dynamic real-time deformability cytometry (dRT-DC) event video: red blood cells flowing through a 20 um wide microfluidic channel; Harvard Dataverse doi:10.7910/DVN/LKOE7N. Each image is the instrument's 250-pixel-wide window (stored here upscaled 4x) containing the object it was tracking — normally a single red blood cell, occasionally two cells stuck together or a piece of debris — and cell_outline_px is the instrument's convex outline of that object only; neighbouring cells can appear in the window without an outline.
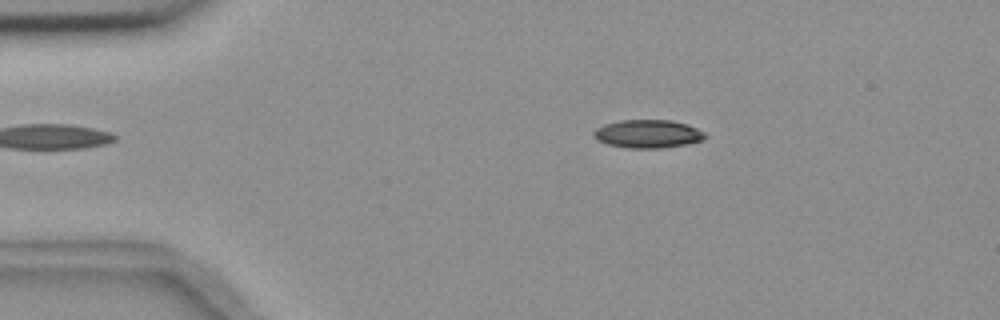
{"species": "common noctule bat (a hibernating species)", "species_latin": "Nyctalus noctula", "temperature_condition": "room temperature", "stored_images_in_passage": 11, "camera_frame_rate_fps": 3000, "um_per_image_px": 0.085, "animal": {"sex": "female", "body_mass_g": 18.4}, "frame": {"image": 1, "passage_image": 3, "time_ms": 3.0, "image_size_px": [1000, 320], "cell_outline_px": [[708, 136], [704, 140], [684, 144], [660, 148], [628, 148], [608, 144], [596, 140], [592, 136], [592, 132], [596, 128], [604, 124], [620, 120], [672, 120], [688, 124], [704, 132]], "centroid_in_image_um": [55.05, 11.37], "position_along_channel_um": 30.0, "area_um2": 18.44}}
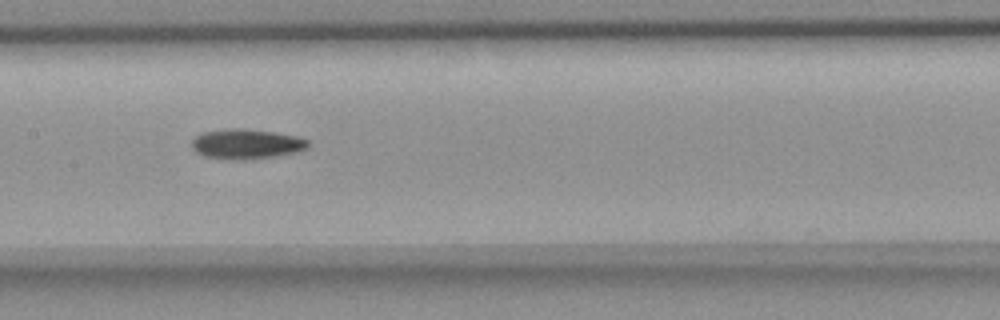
{"frame": {"image": 2, "passage_image": 8, "time_ms": 8.667, "image_size_px": [1000, 320], "cell_outline_px": [[308, 148], [296, 152], [272, 156], [244, 160], [228, 160], [204, 156], [196, 152], [192, 148], [192, 140], [200, 132], [228, 128], [244, 128], [276, 132], [300, 136], [308, 140]], "centroid_in_image_um": [20.93, 12.22], "position_along_channel_um": 186.5, "area_um2": 20.58}}
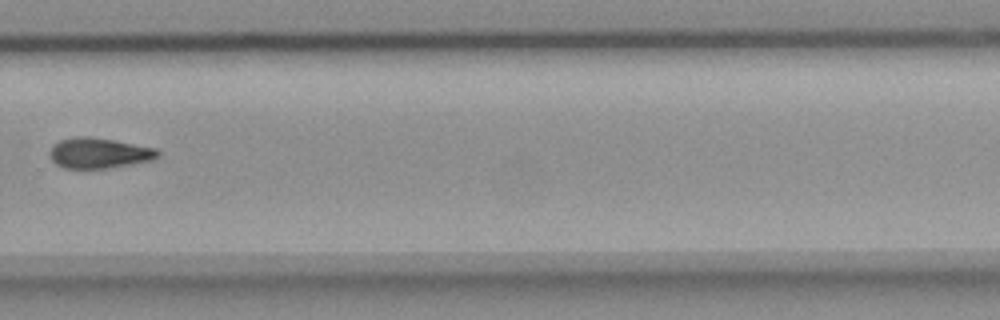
{"frame": {"image": 3, "passage_image": 11, "time_ms": 12.333, "image_size_px": [1000, 320], "cell_outline_px": [[160, 156], [152, 160], [108, 168], [64, 168], [56, 164], [48, 156], [48, 152], [52, 144], [60, 140], [72, 136], [88, 136], [112, 140], [156, 148], [160, 152]], "centroid_in_image_um": [8.36, 13.0], "position_along_channel_um": 321.4, "area_um2": 19.31}}